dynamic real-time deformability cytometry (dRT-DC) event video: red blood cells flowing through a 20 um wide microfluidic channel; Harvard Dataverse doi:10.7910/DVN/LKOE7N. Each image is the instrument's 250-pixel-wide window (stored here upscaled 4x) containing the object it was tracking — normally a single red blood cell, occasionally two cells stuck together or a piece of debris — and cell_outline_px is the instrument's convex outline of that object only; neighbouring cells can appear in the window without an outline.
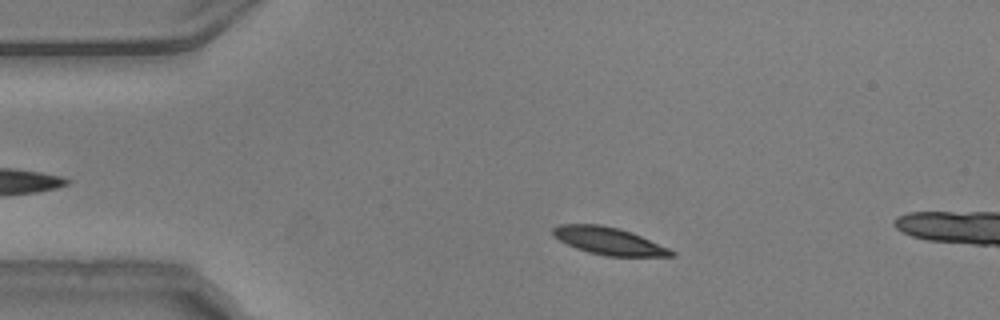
{"species": "common noctule bat (a hibernating species)", "species_latin": "Nyctalus noctula", "temperature_condition": "warm", "stored_images_in_passage": 45, "camera_frame_rate_fps": 3000, "um_per_image_px": 0.085, "animal": {"sex": "male", "body_mass_g": 20.5, "forearm_length_mm": 52.5}, "frame": {"image": 1, "passage_image": 8, "time_ms": 2.333, "image_size_px": [1000, 320], "cell_outline_px": [[676, 256], [608, 256], [588, 252], [576, 248], [552, 236], [552, 228], [560, 224], [600, 224], [620, 228], [632, 232], [668, 248], [676, 252]], "centroid_in_image_um": [51.73, 20.47], "position_along_channel_um": 33.3, "area_um2": 18.84}}
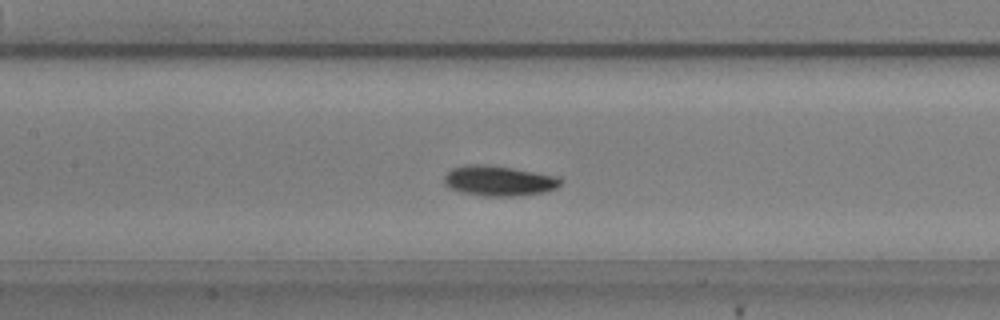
{"frame": {"image": 2, "passage_image": 22, "time_ms": 7.0, "image_size_px": [1000, 320], "cell_outline_px": [[564, 180], [556, 188], [544, 192], [512, 196], [484, 196], [460, 192], [448, 188], [444, 184], [444, 176], [452, 168], [464, 164], [488, 164], [512, 168], [556, 176]], "centroid_in_image_um": [42.35, 15.36], "position_along_channel_um": 165.0, "area_um2": 20.58}}
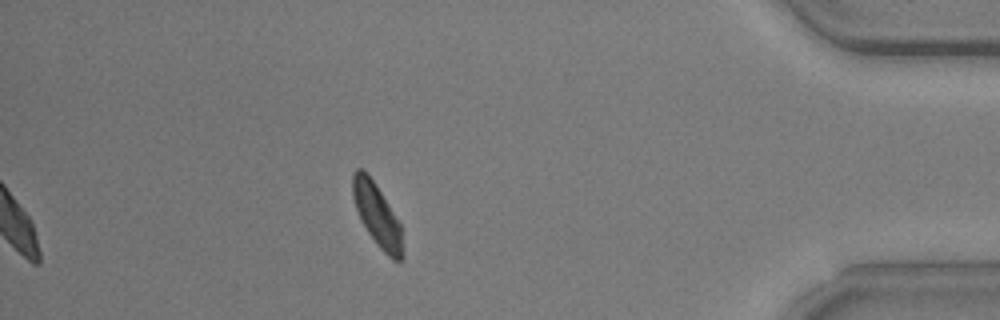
{"frame": {"image": 3, "passage_image": 45, "time_ms": 14.667, "image_size_px": [1000, 320], "cell_outline_px": [[404, 256], [400, 260], [392, 260], [376, 244], [360, 220], [352, 196], [352, 172], [356, 168], [364, 168], [380, 192], [400, 224]], "centroid_in_image_um": [32.02, 18.28], "position_along_channel_um": 403.2, "area_um2": 18.03}, "authors_computed_cell_mechanics": {"area_um2": 19.3052, "velocity_mm_per_s": 3.7064, "shape_relaxation_time_tau1_ms": 2.2727, "shape_relaxation_time_tau2_ms": 8.138, "deformation_change_tau1": 0.122, "deformation_change_tau2": 0.1254}}